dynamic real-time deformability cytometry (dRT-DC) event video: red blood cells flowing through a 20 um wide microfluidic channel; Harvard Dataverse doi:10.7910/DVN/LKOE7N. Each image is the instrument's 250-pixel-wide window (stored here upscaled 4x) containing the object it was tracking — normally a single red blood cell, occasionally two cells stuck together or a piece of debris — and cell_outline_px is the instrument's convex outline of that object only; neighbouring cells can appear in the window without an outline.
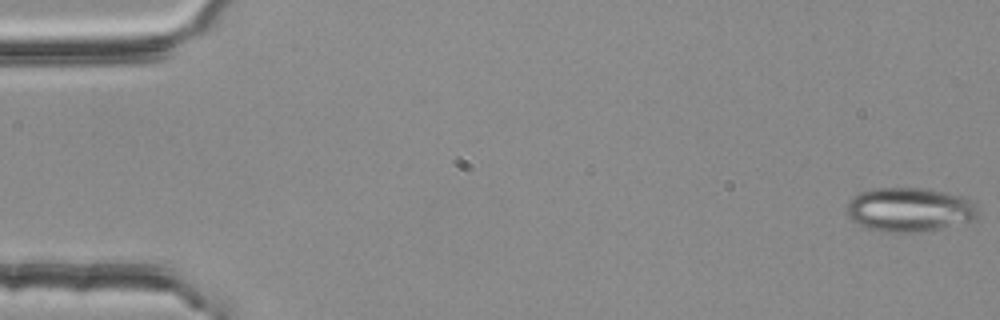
{"species": "common noctule bat (a hibernating species)", "species_latin": "Nyctalus noctula", "temperature_condition": "room temperature", "stored_images_in_passage": 54, "camera_frame_rate_fps": 3000, "um_per_image_px": 0.085, "animal": {"sex": "female", "body_mass_g": 25.1}, "frame": {"image": 1, "passage_image": 1, "time_ms": 0.0, "image_size_px": [1000, 320], "cell_outline_px": [[980, 216], [972, 220], [920, 232], [884, 232], [868, 228], [856, 224], [848, 216], [848, 204], [852, 196], [860, 192], [872, 188], [920, 188], [944, 192], [960, 196], [976, 204], [980, 208]], "centroid_in_image_um": [77.3, 17.82], "position_along_channel_um": 7.7, "area_um2": 33.64}}
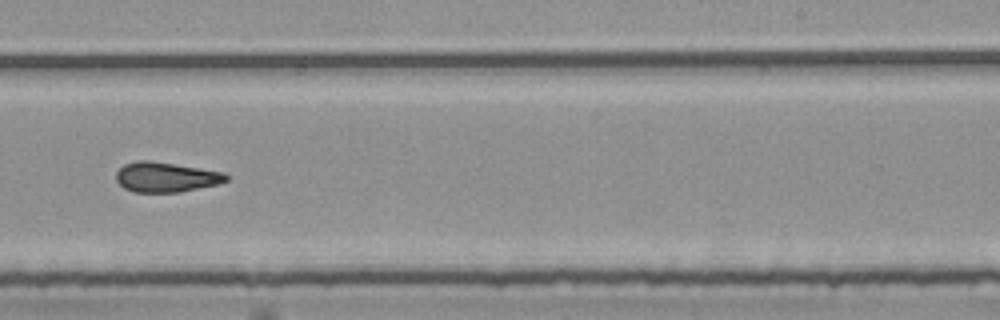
{"frame": {"image": 2, "passage_image": 34, "time_ms": 11.0, "image_size_px": [1000, 320], "cell_outline_px": [[228, 180], [220, 184], [180, 192], [132, 192], [124, 188], [116, 180], [116, 172], [124, 164], [136, 160], [148, 160], [176, 164], [224, 172], [228, 176]], "centroid_in_image_um": [14.11, 15.05], "position_along_channel_um": 274.9, "area_um2": 19.36}}
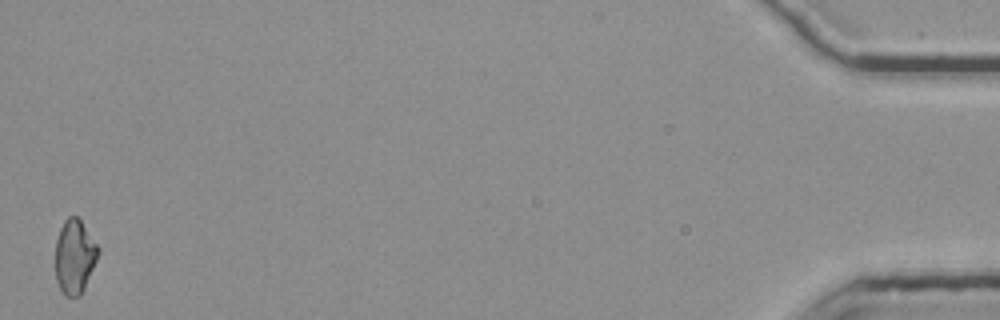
{"frame": {"image": 3, "passage_image": 54, "time_ms": 17.667, "image_size_px": [1000, 320], "cell_outline_px": [[100, 252], [84, 288], [80, 296], [64, 296], [56, 280], [56, 240], [60, 228], [64, 220], [68, 216], [76, 216], [80, 220], [100, 248]], "centroid_in_image_um": [6.34, 21.8], "position_along_channel_um": 428.9, "area_um2": 18.38}, "authors_computed_cell_mechanics": {"area_um2": 19.6231, "velocity_mm_per_s": 3.7827, "shape_relaxation_time_tau1_ms": null, "shape_relaxation_time_tau2_ms": 2.8018, "deformation_change_tau1": null, "deformation_change_tau2": 0.1135}}